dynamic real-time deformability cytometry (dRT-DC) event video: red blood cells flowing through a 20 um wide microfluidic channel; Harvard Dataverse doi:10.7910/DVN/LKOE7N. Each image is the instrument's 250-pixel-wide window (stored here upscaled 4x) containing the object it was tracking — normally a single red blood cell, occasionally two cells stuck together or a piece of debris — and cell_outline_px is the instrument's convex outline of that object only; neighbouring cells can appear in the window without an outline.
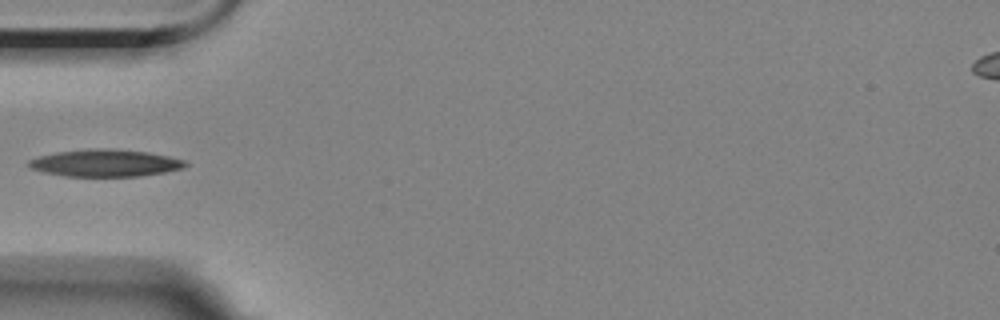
{"species": "Egyptian fruit bat (a non-hibernating species)", "species_latin": "Rousettus aegyptiacus", "temperature_condition": "room temperature", "stored_images_in_passage": 6, "camera_frame_rate_fps": 3000, "um_per_image_px": 0.085, "animal": {"sex": "female"}, "frame": {"image": 1, "passage_image": 6, "time_ms": 5.667, "image_size_px": [1000, 320], "cell_outline_px": [[188, 164], [184, 168], [164, 172], [140, 176], [64, 176], [44, 172], [32, 168], [28, 164], [28, 160], [40, 156], [56, 152], [148, 152], [168, 156], [184, 160]], "centroid_in_image_um": [8.98, 13.92], "position_along_channel_um": 76.0, "area_um2": 23.12}}